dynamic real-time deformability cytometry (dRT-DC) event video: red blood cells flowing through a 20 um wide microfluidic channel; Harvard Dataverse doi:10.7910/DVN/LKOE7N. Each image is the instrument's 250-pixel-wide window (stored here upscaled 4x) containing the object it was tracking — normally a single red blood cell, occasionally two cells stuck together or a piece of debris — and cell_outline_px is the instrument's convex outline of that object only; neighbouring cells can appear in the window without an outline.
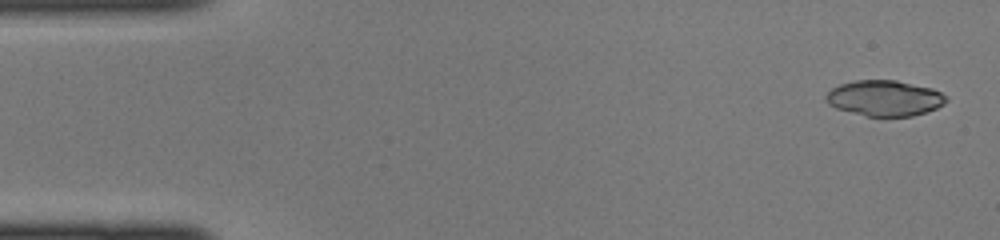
{"species": "common noctule bat (a hibernating species)", "species_latin": "Nyctalus noctula", "temperature_condition": "cold", "stored_images_in_passage": 44, "segment_of_instrument_passage": [1, 2], "camera_frame_rate_fps": 3000, "um_per_image_px": 0.085, "animal": {"sex": "female", "body_mass_g": 22.0, "forearm_length_mm": 56.7}, "frame": {"image": 1, "passage_image": 2, "time_ms": 0.333, "image_size_px": [1000, 240], "cell_outline_px": [[948, 100], [944, 104], [936, 108], [912, 116], [864, 116], [836, 108], [828, 104], [824, 100], [824, 96], [832, 88], [840, 84], [856, 80], [896, 80], [932, 88], [948, 96]], "centroid_in_image_um": [75.17, 8.34], "position_along_channel_um": 9.8, "area_um2": 25.09}}
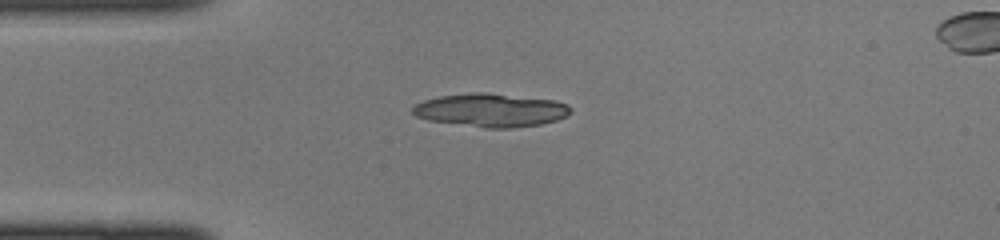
{"frame": {"image": 2, "passage_image": 11, "time_ms": 3.333, "image_size_px": [1000, 240], "cell_outline_px": [[572, 112], [568, 116], [556, 120], [540, 124], [512, 128], [484, 128], [428, 120], [416, 116], [412, 112], [412, 108], [416, 104], [424, 100], [440, 96], [472, 92], [488, 92], [556, 100], [568, 104], [572, 108]], "centroid_in_image_um": [41.76, 9.36], "position_along_channel_um": 43.2, "area_um2": 30.98}}